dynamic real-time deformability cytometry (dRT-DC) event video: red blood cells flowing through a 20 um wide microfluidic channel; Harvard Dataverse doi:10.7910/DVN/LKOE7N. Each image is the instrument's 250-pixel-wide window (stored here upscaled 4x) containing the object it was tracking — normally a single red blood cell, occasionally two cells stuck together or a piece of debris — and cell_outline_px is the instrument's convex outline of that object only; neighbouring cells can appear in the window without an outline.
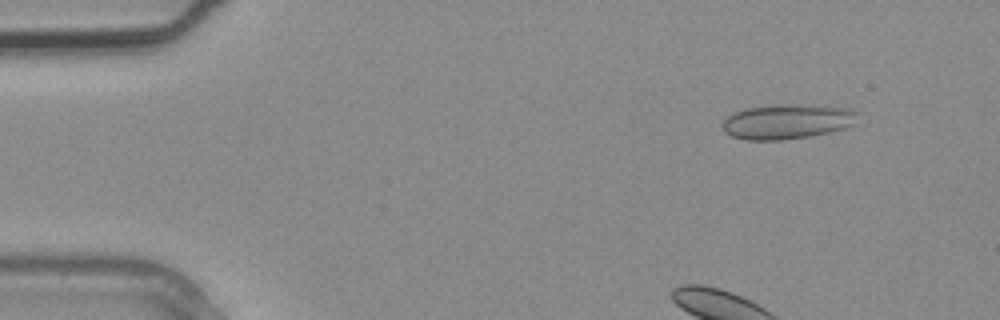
{"species": "common noctule bat (a hibernating species)", "species_latin": "Nyctalus noctula", "temperature_condition": "warm", "stored_images_in_passage": 2, "camera_frame_rate_fps": 3000, "um_per_image_px": 0.085, "animal": {"sex": "male", "body_mass_g": 20.4}, "frame": {"image": 1, "passage_image": 1, "time_ms": 0.0, "image_size_px": [1000, 320], "cell_outline_px": [[856, 112], [852, 124], [844, 128], [828, 132], [808, 136], [780, 140], [744, 140], [732, 136], [724, 132], [720, 124], [728, 116], [744, 108], [788, 104], [848, 108]], "centroid_in_image_um": [66.81, 10.34], "position_along_channel_um": 18.2, "area_um2": 26.93}}